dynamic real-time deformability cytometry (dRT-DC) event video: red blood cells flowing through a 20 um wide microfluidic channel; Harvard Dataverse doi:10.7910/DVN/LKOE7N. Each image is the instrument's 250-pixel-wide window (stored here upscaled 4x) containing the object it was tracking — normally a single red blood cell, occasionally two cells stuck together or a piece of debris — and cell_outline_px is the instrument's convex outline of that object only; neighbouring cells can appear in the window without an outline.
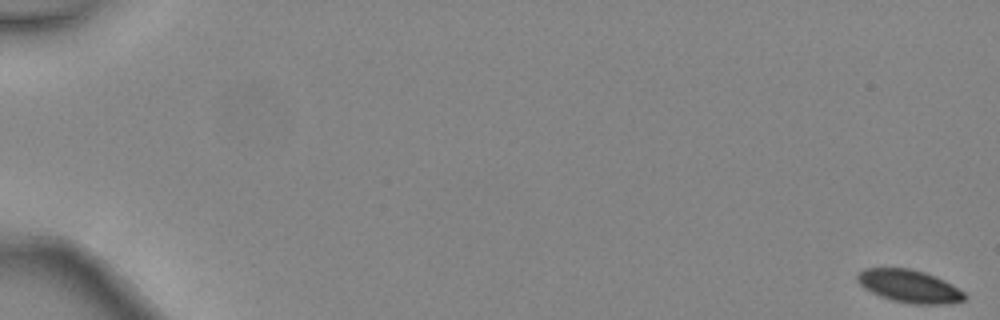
{"species": "common noctule bat (a hibernating species)", "species_latin": "Nyctalus noctula", "temperature_condition": "warm", "stored_images_in_passage": 6, "camera_frame_rate_fps": 3000, "um_per_image_px": 0.085, "animal": {"sex": "female", "body_mass_g": 24.6, "forearm_length_mm": 56.2}, "frame": {"image": 1, "passage_image": 1, "time_ms": 0.0, "image_size_px": [1000, 320], "cell_outline_px": [[968, 296], [964, 300], [944, 304], [912, 304], [892, 300], [880, 296], [864, 288], [856, 280], [856, 272], [864, 268], [908, 268], [924, 272], [936, 276], [944, 280], [964, 292]], "centroid_in_image_um": [77.26, 24.32], "position_along_channel_um": 7.7, "area_um2": 20.52}}
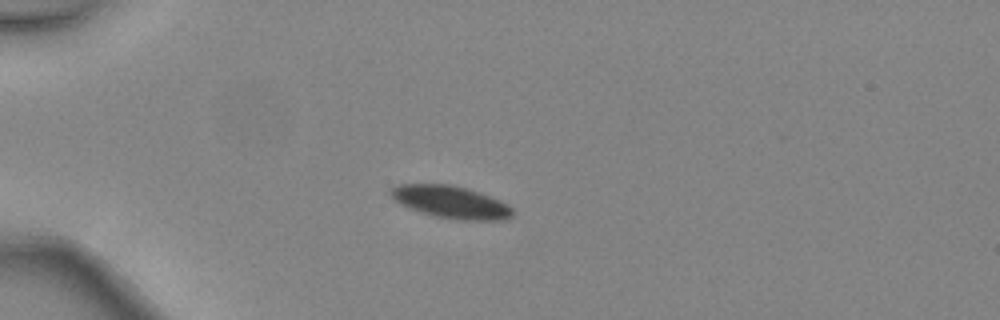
{"frame": {"image": 2, "passage_image": 4, "time_ms": 1.0, "image_size_px": [1000, 320], "cell_outline_px": [[512, 216], [504, 220], [460, 220], [436, 216], [420, 212], [408, 208], [392, 200], [388, 192], [388, 188], [396, 184], [452, 184], [480, 192], [500, 200], [508, 204], [512, 208]], "centroid_in_image_um": [38.26, 17.16], "position_along_channel_um": 46.7, "area_um2": 23.35}}
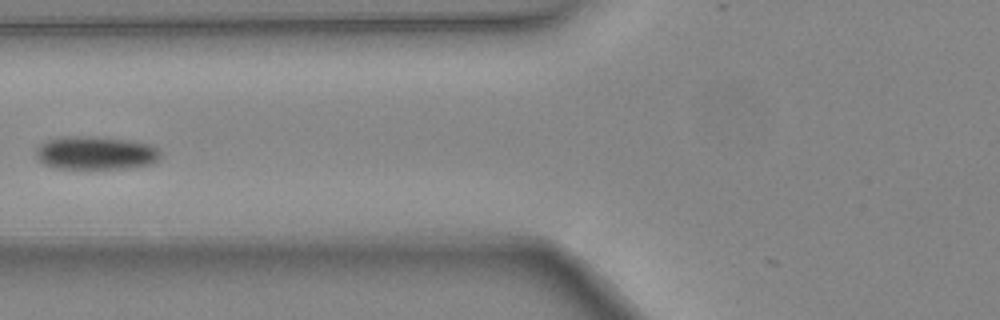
{"frame": {"image": 3, "passage_image": 6, "time_ms": 1.667, "image_size_px": [1000, 320], "cell_outline_px": [[160, 160], [152, 164], [128, 168], [56, 168], [44, 164], [36, 156], [36, 148], [40, 144], [48, 140], [64, 136], [92, 136], [132, 140], [152, 144], [160, 148]], "centroid_in_image_um": [8.2, 12.99], "position_along_channel_um": 117.6, "area_um2": 24.45}}